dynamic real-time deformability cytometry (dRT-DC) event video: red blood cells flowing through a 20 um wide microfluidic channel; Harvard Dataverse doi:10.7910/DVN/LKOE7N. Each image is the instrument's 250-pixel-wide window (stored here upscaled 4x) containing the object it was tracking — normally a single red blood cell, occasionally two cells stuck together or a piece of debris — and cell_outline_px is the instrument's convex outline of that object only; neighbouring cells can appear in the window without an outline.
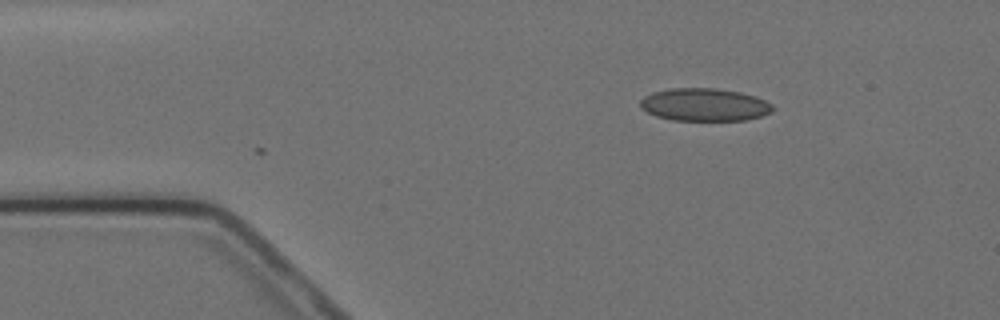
{"species": "Egyptian fruit bat (a non-hibernating species)", "species_latin": "Rousettus aegyptiacus", "temperature_condition": "cold", "stored_images_in_passage": 3, "camera_frame_rate_fps": 3000, "um_per_image_px": 0.085, "animal": {"sex": "female"}, "frame": {"image": 1, "passage_image": 1, "time_ms": 0.0, "image_size_px": [1000, 320], "cell_outline_px": [[776, 108], [772, 112], [760, 116], [744, 120], [672, 120], [656, 116], [640, 108], [640, 100], [644, 96], [652, 92], [668, 88], [716, 88], [740, 92], [756, 96], [772, 104]], "centroid_in_image_um": [59.88, 8.89], "position_along_channel_um": 25.1, "area_um2": 25.43}}
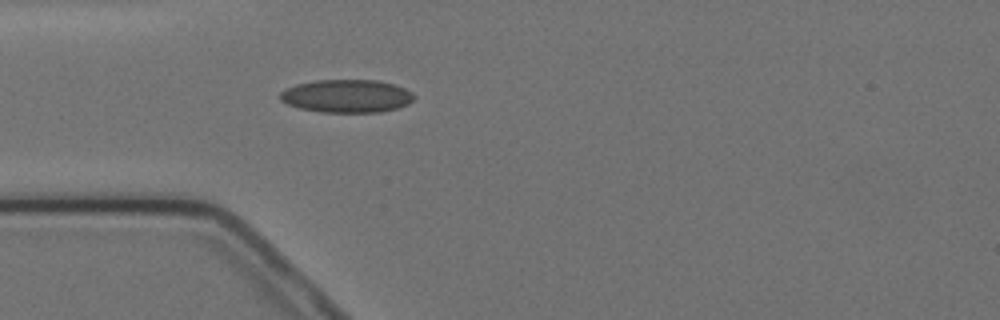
{"frame": {"image": 2, "passage_image": 3, "time_ms": 2.333, "image_size_px": [1000, 320], "cell_outline_px": [[416, 96], [408, 104], [396, 108], [380, 112], [320, 112], [300, 108], [288, 104], [280, 100], [280, 92], [296, 84], [316, 80], [376, 80], [396, 84], [412, 92]], "centroid_in_image_um": [29.49, 8.16], "position_along_channel_um": 55.5, "area_um2": 25.78}}